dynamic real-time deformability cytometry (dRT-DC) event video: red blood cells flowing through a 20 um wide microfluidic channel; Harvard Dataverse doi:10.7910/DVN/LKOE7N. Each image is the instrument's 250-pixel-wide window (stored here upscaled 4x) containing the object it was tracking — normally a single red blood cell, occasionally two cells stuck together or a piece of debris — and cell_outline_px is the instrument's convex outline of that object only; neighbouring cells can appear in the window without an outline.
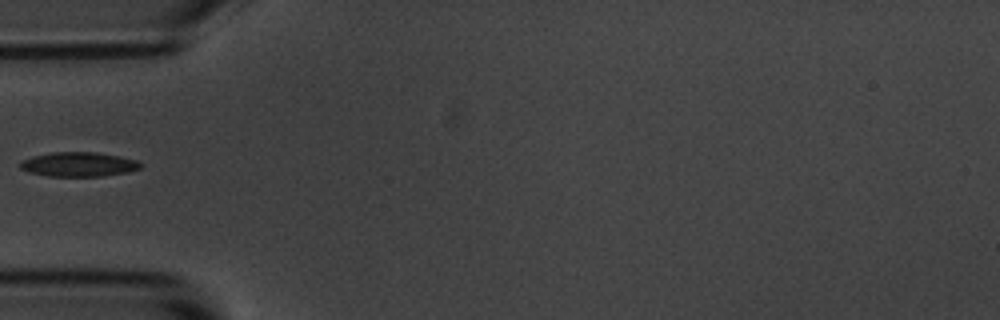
{"species": "common noctule bat (a hibernating species)", "species_latin": "Nyctalus noctula", "temperature_condition": "room temperature", "stored_images_in_passage": 4, "camera_frame_rate_fps": 3000, "um_per_image_px": 0.085, "animal": {"sex": "male", "body_mass_g": 20.1, "forearm_length_mm": 53.5}, "frame": {"image": 1, "passage_image": 4, "time_ms": 3.333, "image_size_px": [1000, 320], "cell_outline_px": [[144, 164], [140, 168], [128, 172], [100, 176], [48, 176], [28, 172], [20, 168], [20, 164], [24, 160], [36, 156], [52, 152], [96, 152], [120, 156], [136, 160]], "centroid_in_image_um": [6.73, 13.97], "position_along_channel_um": 78.3, "area_um2": 16.99}}